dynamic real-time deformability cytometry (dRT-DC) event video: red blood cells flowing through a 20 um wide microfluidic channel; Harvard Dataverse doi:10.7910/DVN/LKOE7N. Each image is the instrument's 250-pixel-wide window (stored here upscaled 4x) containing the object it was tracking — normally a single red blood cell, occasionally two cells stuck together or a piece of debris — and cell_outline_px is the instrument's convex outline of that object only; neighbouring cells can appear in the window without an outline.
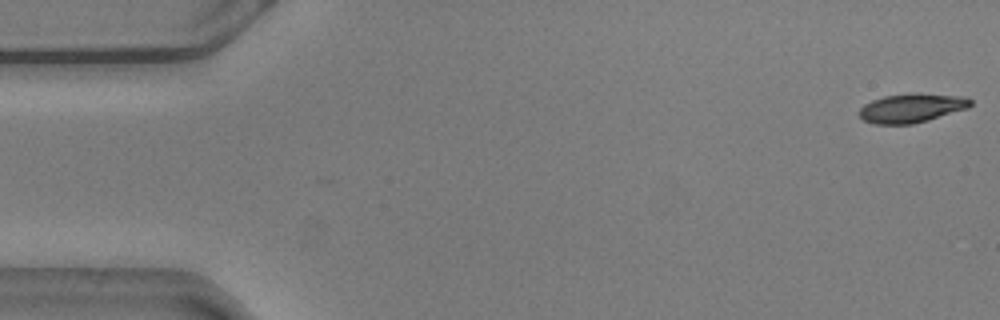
{"species": "common noctule bat (a hibernating species)", "species_latin": "Nyctalus noctula", "temperature_condition": "warm", "stored_images_in_passage": 56, "camera_frame_rate_fps": 3000, "um_per_image_px": 0.085, "animal": {"sex": "male", "body_mass_g": 20.5, "forearm_length_mm": 52.5}, "frame": {"image": 1, "passage_image": 1, "time_ms": 0.0, "image_size_px": [1000, 320], "cell_outline_px": [[972, 104], [968, 108], [928, 120], [912, 124], [876, 124], [864, 120], [860, 116], [860, 108], [864, 104], [872, 100], [884, 96], [916, 92], [964, 96], [972, 100]], "centroid_in_image_um": [77.52, 9.16], "position_along_channel_um": 7.5, "area_um2": 18.9}}
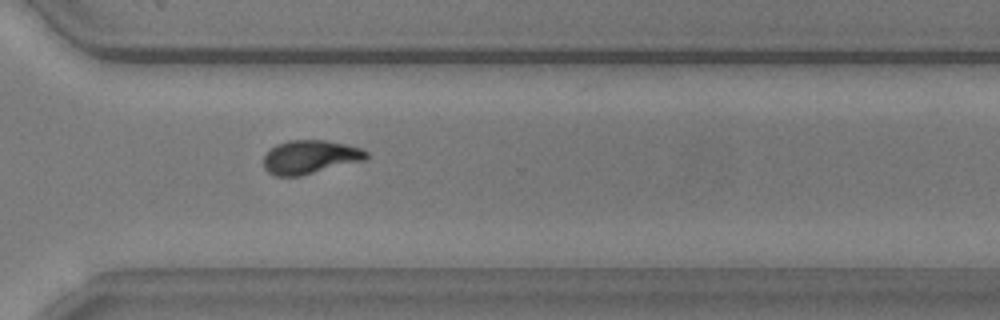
{"frame": {"image": 2, "passage_image": 40, "time_ms": 13.0, "image_size_px": [1000, 320], "cell_outline_px": [[368, 156], [364, 160], [300, 176], [276, 176], [268, 172], [264, 168], [264, 156], [276, 144], [288, 140], [324, 140], [348, 144], [360, 148], [368, 152]], "centroid_in_image_um": [26.35, 13.34], "position_along_channel_um": 344.2, "area_um2": 20.06}}
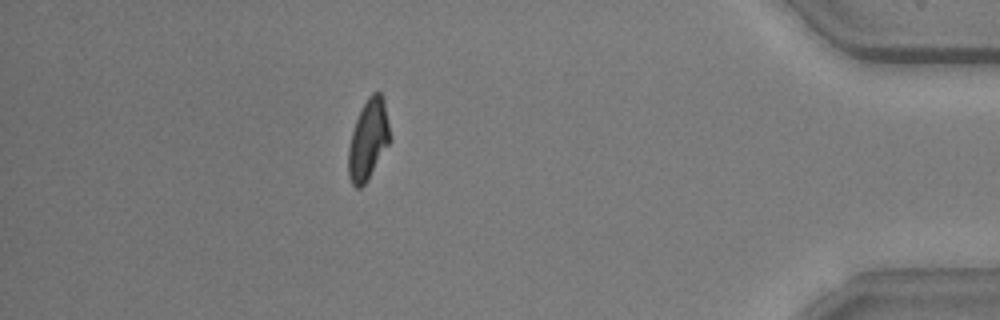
{"frame": {"image": 3, "passage_image": 49, "time_ms": 16.0, "image_size_px": [1000, 320], "cell_outline_px": [[392, 140], [364, 184], [360, 188], [356, 188], [352, 184], [348, 176], [348, 148], [352, 132], [356, 120], [368, 96], [372, 92], [380, 92], [384, 100]], "centroid_in_image_um": [31.31, 11.87], "position_along_channel_um": 403.9, "area_um2": 19.36}, "authors_computed_cell_mechanics": {"area_um2": 19.941, "velocity_mm_per_s": 3.603, "shape_relaxation_time_tau1_ms": 3.9673, "shape_relaxation_time_tau2_ms": 2.1832, "deformation_change_tau1": 0.1574, "deformation_change_tau2": 0.0702}}